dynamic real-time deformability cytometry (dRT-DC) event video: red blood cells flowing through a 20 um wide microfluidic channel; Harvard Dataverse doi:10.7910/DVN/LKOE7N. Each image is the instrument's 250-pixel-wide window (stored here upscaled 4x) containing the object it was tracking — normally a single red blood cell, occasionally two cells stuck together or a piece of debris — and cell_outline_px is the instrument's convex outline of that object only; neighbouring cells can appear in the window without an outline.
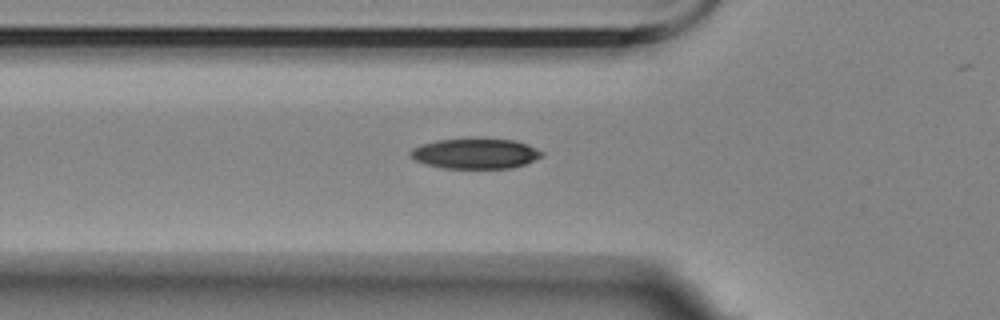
{"species": "Egyptian fruit bat (a non-hibernating species)", "species_latin": "Rousettus aegyptiacus", "temperature_condition": "room temperature", "stored_images_in_passage": 34, "camera_frame_rate_fps": 3000, "um_per_image_px": 0.085, "animal": {"sex": "female"}, "frame": {"image": 1, "passage_image": 3, "time_ms": 0.667, "image_size_px": [1000, 320], "cell_outline_px": [[544, 152], [540, 156], [524, 164], [512, 168], [444, 168], [424, 164], [408, 156], [408, 152], [412, 148], [436, 140], [512, 140], [528, 144]], "centroid_in_image_um": [40.36, 13.07], "position_along_channel_um": 85.4, "area_um2": 22.66}}
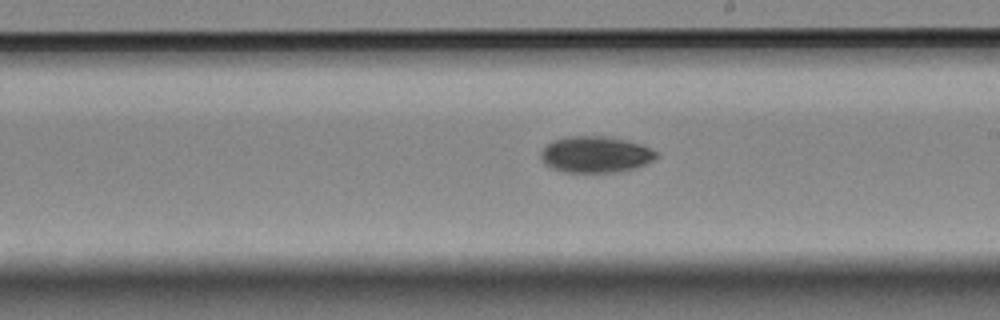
{"frame": {"image": 2, "passage_image": 16, "time_ms": 5.0, "image_size_px": [1000, 320], "cell_outline_px": [[660, 156], [644, 164], [620, 172], [564, 172], [552, 168], [544, 164], [540, 160], [540, 152], [552, 140], [564, 136], [612, 136], [640, 144], [660, 152]], "centroid_in_image_um": [50.61, 13.12], "position_along_channel_um": 238.4, "area_um2": 24.74}}
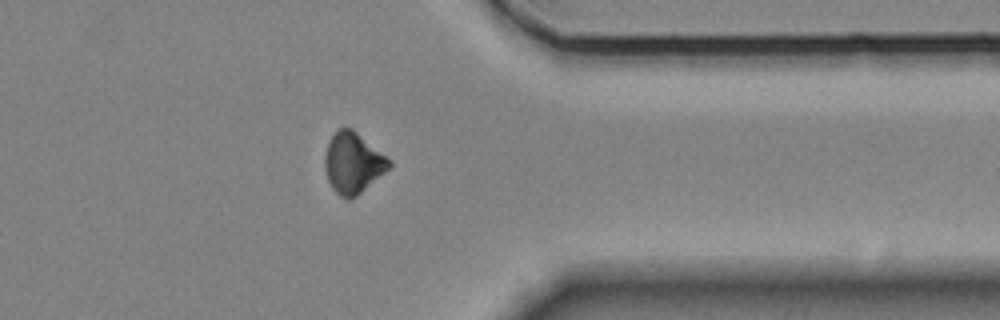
{"frame": {"image": 3, "passage_image": 29, "time_ms": 9.333, "image_size_px": [1000, 320], "cell_outline_px": [[392, 164], [384, 172], [356, 196], [348, 200], [340, 196], [332, 188], [328, 180], [324, 168], [324, 156], [328, 144], [332, 136], [340, 128], [352, 128], [392, 160]], "centroid_in_image_um": [29.99, 13.85], "position_along_channel_um": 381.4, "area_um2": 22.54}}